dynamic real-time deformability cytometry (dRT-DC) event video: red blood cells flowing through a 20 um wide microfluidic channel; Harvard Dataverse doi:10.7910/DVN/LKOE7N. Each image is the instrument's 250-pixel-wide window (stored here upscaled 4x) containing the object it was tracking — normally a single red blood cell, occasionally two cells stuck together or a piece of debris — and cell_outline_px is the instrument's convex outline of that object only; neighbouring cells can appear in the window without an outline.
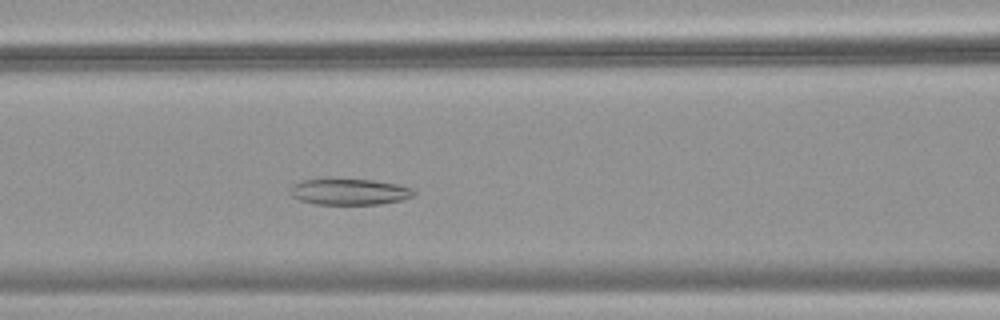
{"species": "common noctule bat (a hibernating species)", "species_latin": "Nyctalus noctula", "temperature_condition": "warm", "stored_images_in_passage": 44, "camera_frame_rate_fps": 3000, "um_per_image_px": 0.085, "animal": {"sex": "female", "body_mass_g": 18.4}, "frame": {"image": 1, "passage_image": 16, "time_ms": 5.0, "image_size_px": [1000, 320], "cell_outline_px": [[416, 192], [412, 196], [404, 200], [380, 204], [316, 204], [300, 200], [292, 196], [292, 184], [304, 180], [372, 180], [400, 184], [412, 188]], "centroid_in_image_um": [29.77, 16.31], "position_along_channel_um": 136.8, "area_um2": 18.55}}
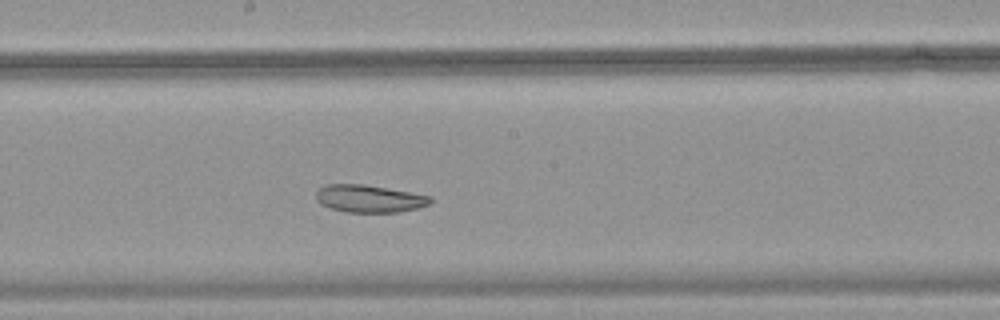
{"frame": {"image": 2, "passage_image": 22, "time_ms": 7.0, "image_size_px": [1000, 320], "cell_outline_px": [[432, 200], [428, 204], [416, 208], [400, 212], [348, 212], [332, 208], [320, 204], [316, 200], [316, 192], [320, 188], [328, 184], [364, 184], [432, 196]], "centroid_in_image_um": [31.38, 16.88], "position_along_channel_um": 216.8, "area_um2": 18.15}}
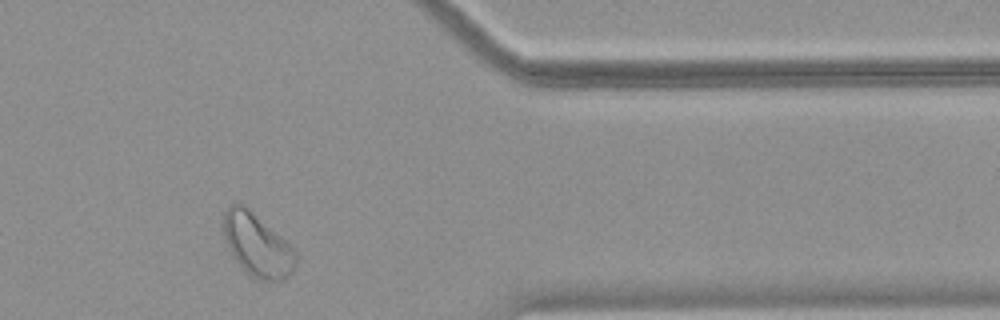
{"frame": {"image": 3, "passage_image": 36, "time_ms": 11.667, "image_size_px": [1000, 320], "cell_outline_px": [[296, 268], [288, 276], [280, 280], [260, 280], [252, 276], [232, 256], [224, 236], [224, 212], [232, 204], [240, 204], [248, 208], [280, 236], [296, 252]], "centroid_in_image_um": [21.87, 20.84], "position_along_channel_um": 389.5, "area_um2": 25.72}}